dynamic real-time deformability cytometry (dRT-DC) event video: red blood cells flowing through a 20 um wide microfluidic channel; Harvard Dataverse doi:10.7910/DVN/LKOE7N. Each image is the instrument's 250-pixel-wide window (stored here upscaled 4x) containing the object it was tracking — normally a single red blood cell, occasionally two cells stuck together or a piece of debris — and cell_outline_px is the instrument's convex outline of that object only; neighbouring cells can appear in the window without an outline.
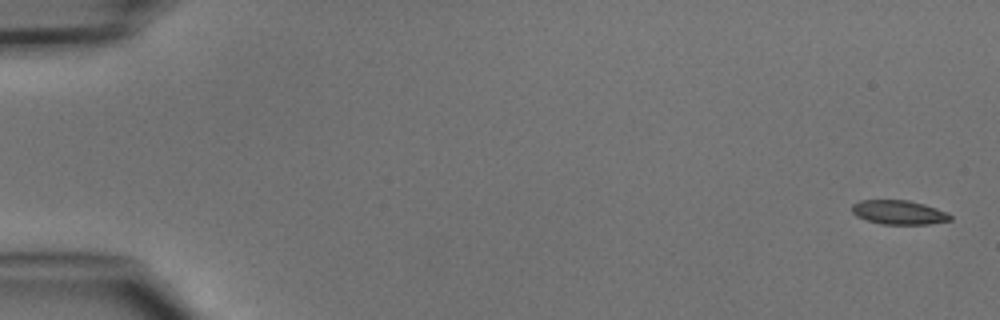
{"species": "common noctule bat (a hibernating species)", "species_latin": "Nyctalus noctula", "temperature_condition": "cold", "stored_images_in_passage": 6, "camera_frame_rate_fps": 3000, "um_per_image_px": 0.085, "animal": {"sex": "male", "body_mass_g": 15.6}, "frame": {"image": 1, "passage_image": 1, "time_ms": 0.0, "image_size_px": [1000, 320], "cell_outline_px": [[952, 220], [928, 224], [880, 224], [856, 216], [852, 212], [852, 204], [860, 200], [908, 200], [924, 204], [948, 212], [952, 216]], "centroid_in_image_um": [76.41, 18.05], "position_along_channel_um": 8.6, "area_um2": 13.87}}
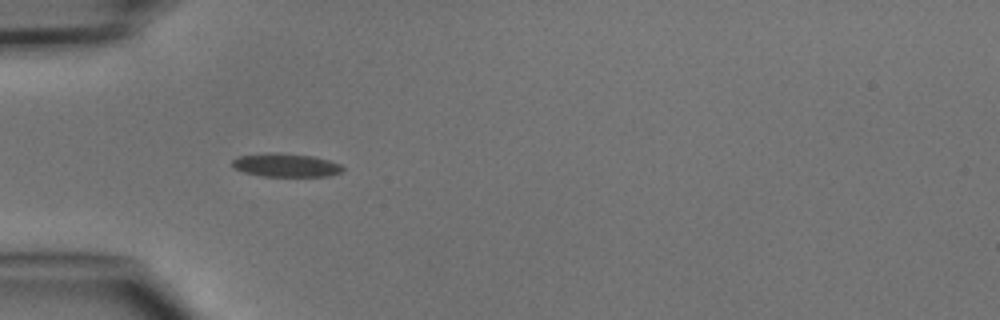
{"frame": {"image": 2, "passage_image": 5, "time_ms": 4.667, "image_size_px": [1000, 320], "cell_outline_px": [[344, 168], [340, 172], [328, 176], [264, 176], [244, 172], [236, 168], [232, 164], [232, 160], [240, 156], [268, 152], [280, 152], [312, 156], [328, 160], [340, 164]], "centroid_in_image_um": [24.3, 14.02], "position_along_channel_um": 60.7, "area_um2": 14.97}}